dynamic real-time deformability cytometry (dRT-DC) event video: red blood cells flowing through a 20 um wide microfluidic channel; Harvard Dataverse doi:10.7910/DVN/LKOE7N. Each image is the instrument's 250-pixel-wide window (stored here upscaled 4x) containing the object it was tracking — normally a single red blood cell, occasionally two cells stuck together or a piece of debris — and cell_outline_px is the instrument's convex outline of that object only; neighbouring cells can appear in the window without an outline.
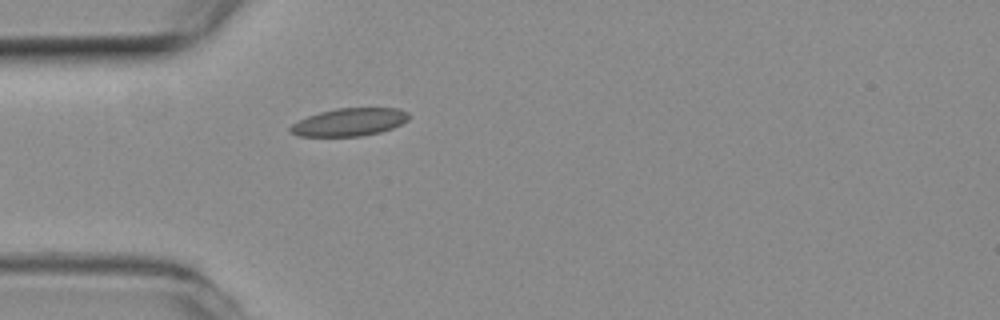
{"species": "common noctule bat (a hibernating species)", "species_latin": "Nyctalus noctula", "temperature_condition": "room temperature", "stored_images_in_passage": 22, "camera_frame_rate_fps": 3000, "um_per_image_px": 0.085, "animal": {"sex": "female", "body_mass_g": 19.3, "forearm_length_mm": 54.1}, "frame": {"image": 1, "passage_image": 1, "time_ms": 0.0, "image_size_px": [1000, 320], "cell_outline_px": [[408, 120], [392, 128], [380, 132], [360, 136], [300, 136], [292, 132], [288, 128], [292, 124], [308, 116], [320, 112], [336, 108], [400, 108], [408, 112]], "centroid_in_image_um": [29.71, 10.37], "position_along_channel_um": 55.3, "area_um2": 19.02}}